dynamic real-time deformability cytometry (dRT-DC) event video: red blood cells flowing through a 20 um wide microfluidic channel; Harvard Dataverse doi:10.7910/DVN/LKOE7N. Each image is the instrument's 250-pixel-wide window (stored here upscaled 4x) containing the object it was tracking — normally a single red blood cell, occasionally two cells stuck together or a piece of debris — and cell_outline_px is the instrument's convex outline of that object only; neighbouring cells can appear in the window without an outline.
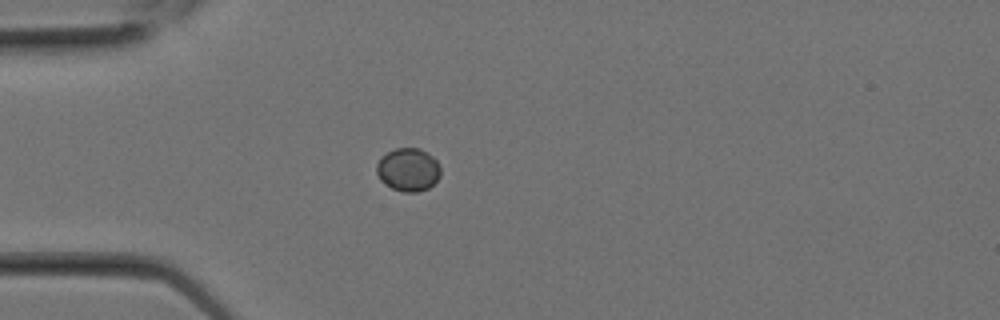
{"species": "Egyptian fruit bat (a non-hibernating species)", "species_latin": "Rousettus aegyptiacus", "temperature_condition": "room temperature", "stored_images_in_passage": 3, "camera_frame_rate_fps": 3000, "um_per_image_px": 0.085, "animal": {"sex": "female"}, "frame": {"image": 1, "passage_image": 3, "time_ms": 0.667, "image_size_px": [1000, 320], "cell_outline_px": [[440, 176], [428, 188], [416, 192], [404, 192], [392, 188], [380, 180], [376, 172], [376, 164], [380, 156], [396, 148], [420, 148], [428, 152], [436, 160], [440, 168]], "centroid_in_image_um": [34.68, 14.4], "position_along_channel_um": 50.3, "area_um2": 16.13}}